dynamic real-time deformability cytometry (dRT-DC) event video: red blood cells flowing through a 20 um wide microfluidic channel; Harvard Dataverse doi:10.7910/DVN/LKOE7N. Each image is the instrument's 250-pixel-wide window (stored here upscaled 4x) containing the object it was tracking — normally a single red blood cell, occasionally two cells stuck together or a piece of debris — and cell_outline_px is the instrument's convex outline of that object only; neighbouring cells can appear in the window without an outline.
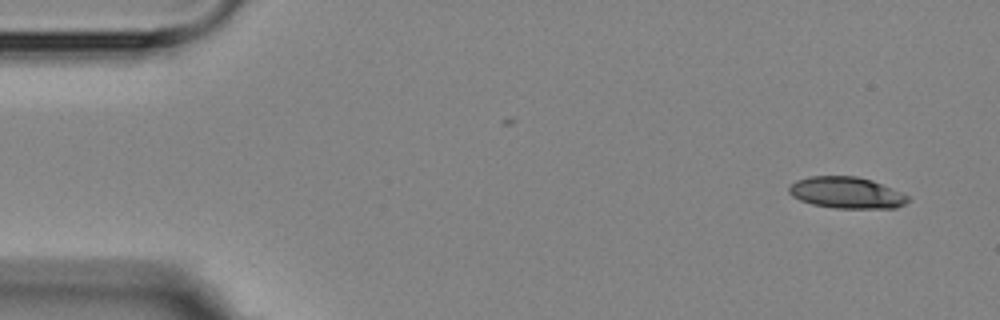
{"species": "Egyptian fruit bat (a non-hibernating species)", "species_latin": "Rousettus aegyptiacus", "temperature_condition": "room temperature", "stored_images_in_passage": 5, "camera_frame_rate_fps": 3000, "um_per_image_px": 0.085, "animal": {"sex": "female"}, "frame": {"image": 1, "passage_image": 1, "time_ms": 0.0, "image_size_px": [1000, 320], "cell_outline_px": [[908, 200], [904, 204], [896, 208], [836, 208], [812, 204], [800, 200], [792, 196], [788, 192], [788, 188], [796, 180], [808, 176], [856, 176], [872, 180], [900, 192], [908, 196]], "centroid_in_image_um": [71.92, 16.37], "position_along_channel_um": 13.1, "area_um2": 21.68}}
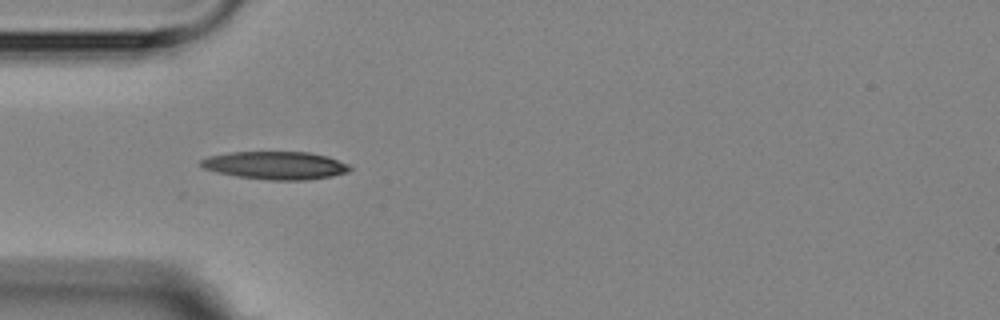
{"frame": {"image": 2, "passage_image": 4, "time_ms": 4.333, "image_size_px": [1000, 320], "cell_outline_px": [[352, 168], [348, 172], [332, 176], [308, 180], [268, 180], [236, 176], [216, 172], [204, 168], [196, 164], [200, 160], [208, 156], [232, 152], [308, 152], [328, 156], [348, 164]], "centroid_in_image_um": [23.4, 14.06], "position_along_channel_um": 61.6, "area_um2": 24.39}}
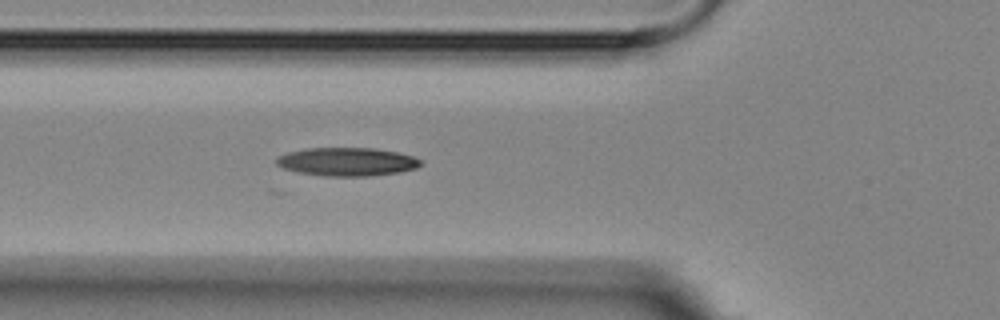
{"frame": {"image": 3, "passage_image": 5, "time_ms": 5.333, "image_size_px": [1000, 320], "cell_outline_px": [[424, 164], [416, 168], [400, 172], [372, 176], [324, 176], [296, 172], [284, 168], [276, 164], [276, 156], [288, 152], [304, 148], [372, 148], [396, 152], [412, 156], [420, 160]], "centroid_in_image_um": [29.48, 13.75], "position_along_channel_um": 96.3, "area_um2": 23.99}}